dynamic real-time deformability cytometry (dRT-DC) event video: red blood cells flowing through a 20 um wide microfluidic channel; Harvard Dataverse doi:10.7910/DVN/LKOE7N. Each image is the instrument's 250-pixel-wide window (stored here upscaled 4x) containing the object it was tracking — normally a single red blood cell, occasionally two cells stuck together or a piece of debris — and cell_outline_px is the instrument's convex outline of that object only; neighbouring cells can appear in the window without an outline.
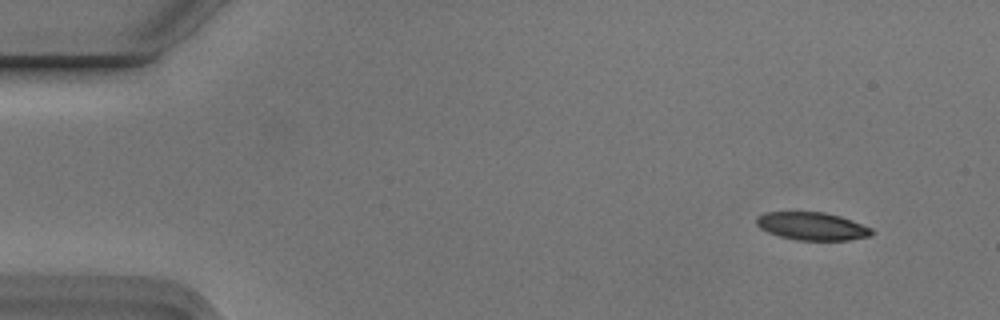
{"species": "Egyptian fruit bat (a non-hibernating species)", "species_latin": "Rousettus aegyptiacus", "temperature_condition": "cold", "stored_images_in_passage": 9, "camera_frame_rate_fps": 3000, "um_per_image_px": 0.085, "animal": {"sex": "male"}, "frame": {"image": 1, "passage_image": 2, "time_ms": 0.333, "image_size_px": [1000, 320], "cell_outline_px": [[876, 232], [868, 236], [848, 240], [796, 240], [780, 236], [768, 232], [760, 228], [756, 224], [756, 216], [764, 212], [824, 212], [840, 216], [852, 220], [872, 228]], "centroid_in_image_um": [69.02, 19.22], "position_along_channel_um": 16.0, "area_um2": 18.79}}
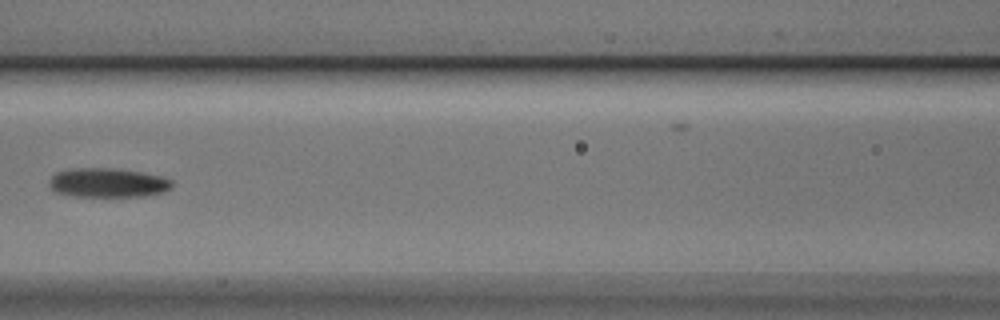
{"frame": {"image": 2, "passage_image": 7, "time_ms": 2.0, "image_size_px": [1000, 320], "cell_outline_px": [[172, 188], [164, 192], [144, 196], [72, 196], [56, 192], [48, 184], [48, 180], [56, 172], [72, 168], [108, 168], [140, 172], [160, 176], [172, 180]], "centroid_in_image_um": [9.14, 15.53], "position_along_channel_um": 157.5, "area_um2": 20.87}}
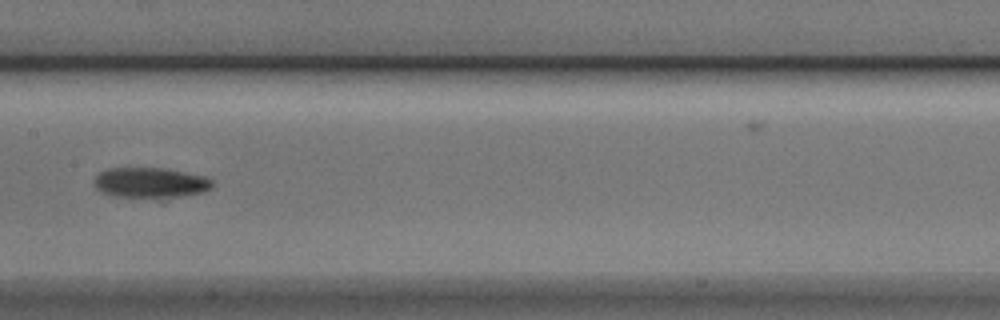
{"frame": {"image": 3, "passage_image": 8, "time_ms": 2.333, "image_size_px": [1000, 320], "cell_outline_px": [[212, 188], [204, 192], [184, 196], [156, 200], [112, 196], [100, 192], [96, 188], [92, 180], [100, 172], [108, 168], [164, 168], [204, 176], [212, 180]], "centroid_in_image_um": [12.76, 15.57], "position_along_channel_um": 194.6, "area_um2": 21.68}}